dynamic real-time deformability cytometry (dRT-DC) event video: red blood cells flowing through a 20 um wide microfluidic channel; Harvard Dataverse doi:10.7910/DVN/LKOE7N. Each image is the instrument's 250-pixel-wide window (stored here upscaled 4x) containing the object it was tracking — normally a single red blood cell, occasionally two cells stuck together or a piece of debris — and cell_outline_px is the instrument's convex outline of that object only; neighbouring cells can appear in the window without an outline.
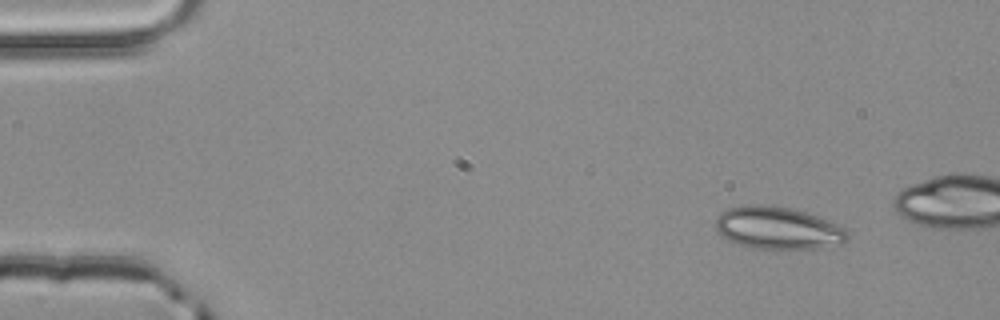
{"species": "common noctule bat (a hibernating species)", "species_latin": "Nyctalus noctula", "temperature_condition": "room temperature", "stored_images_in_passage": 4, "camera_frame_rate_fps": 3000, "um_per_image_px": 0.085, "animal": {"sex": "male", "body_mass_g": 20.4}, "frame": {"image": 1, "passage_image": 1, "time_ms": 0.0, "image_size_px": [1000, 320], "cell_outline_px": [[848, 240], [840, 244], [824, 248], [776, 252], [752, 248], [728, 240], [716, 232], [716, 216], [720, 212], [728, 208], [744, 204], [764, 204], [792, 208], [828, 220], [844, 228], [848, 232]], "centroid_in_image_um": [66.11, 19.42], "position_along_channel_um": 18.9, "area_um2": 33.76}}